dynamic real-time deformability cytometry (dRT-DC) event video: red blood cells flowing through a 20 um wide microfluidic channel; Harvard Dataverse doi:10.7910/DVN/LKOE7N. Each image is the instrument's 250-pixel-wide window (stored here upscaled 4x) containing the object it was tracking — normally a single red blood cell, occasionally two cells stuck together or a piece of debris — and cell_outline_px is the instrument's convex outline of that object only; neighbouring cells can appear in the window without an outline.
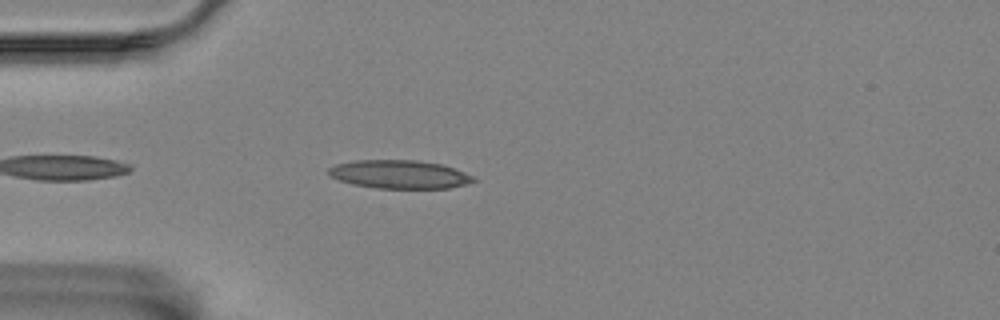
{"species": "Egyptian fruit bat (a non-hibernating species)", "species_latin": "Rousettus aegyptiacus", "temperature_condition": "room temperature", "stored_images_in_passage": 27, "camera_frame_rate_fps": 3000, "um_per_image_px": 0.085, "animal": {"sex": "female"}, "frame": {"image": 1, "passage_image": 4, "time_ms": 1.0, "image_size_px": [1000, 320], "cell_outline_px": [[476, 180], [464, 184], [448, 188], [376, 188], [352, 184], [328, 176], [328, 168], [336, 164], [356, 160], [416, 160], [444, 164], [464, 172], [472, 176]], "centroid_in_image_um": [33.92, 14.81], "position_along_channel_um": 51.1, "area_um2": 23.93}}
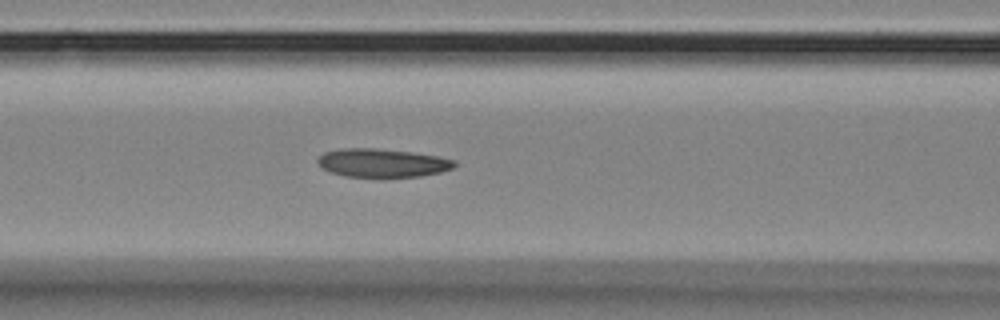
{"frame": {"image": 2, "passage_image": 12, "time_ms": 3.667, "image_size_px": [1000, 320], "cell_outline_px": [[456, 164], [452, 168], [440, 172], [420, 176], [344, 176], [332, 172], [324, 168], [316, 160], [324, 152], [340, 148], [376, 148], [408, 152], [436, 156], [456, 160]], "centroid_in_image_um": [32.49, 13.83], "position_along_channel_um": 134.1, "area_um2": 22.2}}
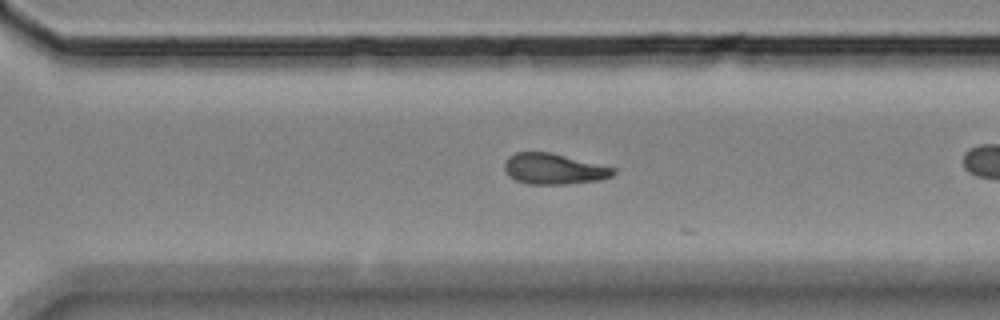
{"frame": {"image": 3, "passage_image": 25, "time_ms": 8.0, "image_size_px": [1000, 320], "cell_outline_px": [[620, 168], [612, 176], [600, 180], [564, 184], [528, 184], [516, 180], [508, 176], [504, 168], [504, 164], [508, 156], [516, 152], [552, 152]], "centroid_in_image_um": [47.13, 14.34], "position_along_channel_um": 323.5, "area_um2": 19.94}}